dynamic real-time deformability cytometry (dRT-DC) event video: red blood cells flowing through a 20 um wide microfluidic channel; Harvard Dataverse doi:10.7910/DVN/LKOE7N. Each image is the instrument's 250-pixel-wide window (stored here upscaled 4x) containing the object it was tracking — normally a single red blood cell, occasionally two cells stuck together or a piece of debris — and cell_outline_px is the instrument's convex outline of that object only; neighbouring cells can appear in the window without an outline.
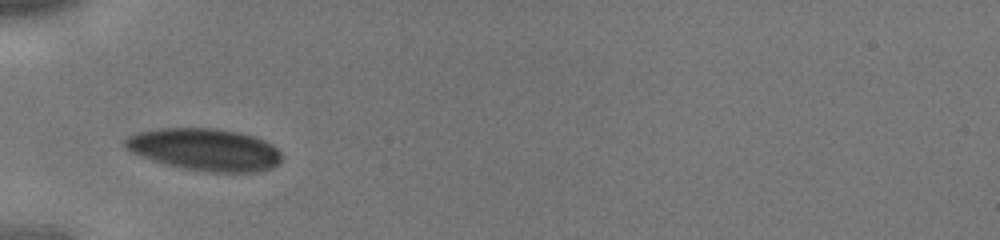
{"species": "human", "species_latin": "Homo sapiens", "temperature_condition": "cold", "stored_images_in_passage": 29, "camera_frame_rate_fps": 3000, "um_per_image_px": 0.085, "donor": {"sex": "male"}, "frame": {"image": 1, "passage_image": 1, "time_ms": 0.0, "image_size_px": [1000, 240], "cell_outline_px": [[280, 164], [272, 168], [256, 172], [208, 172], [184, 168], [152, 160], [140, 156], [124, 148], [124, 140], [128, 136], [136, 132], [160, 128], [216, 128], [240, 132], [264, 140], [272, 144], [280, 152]], "centroid_in_image_um": [17.4, 12.7], "position_along_channel_um": 67.6, "area_um2": 38.61}}
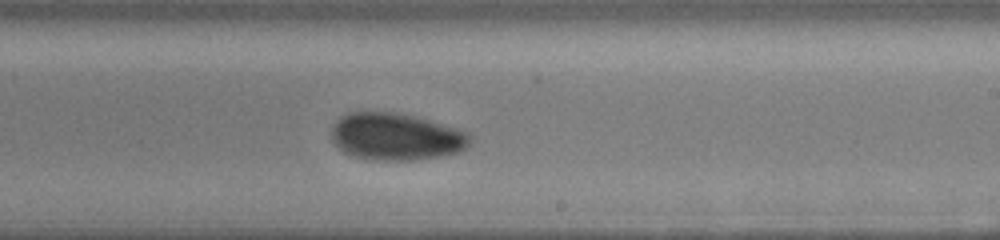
{"frame": {"image": 2, "passage_image": 13, "time_ms": 4.0, "image_size_px": [1000, 240], "cell_outline_px": [[472, 140], [460, 152], [440, 156], [416, 160], [372, 160], [356, 156], [344, 152], [332, 140], [332, 128], [336, 120], [340, 116], [348, 112], [392, 112], [412, 116], [428, 120], [456, 128], [468, 132], [472, 136]], "centroid_in_image_um": [33.66, 11.62], "position_along_channel_um": 255.3, "area_um2": 37.92}}
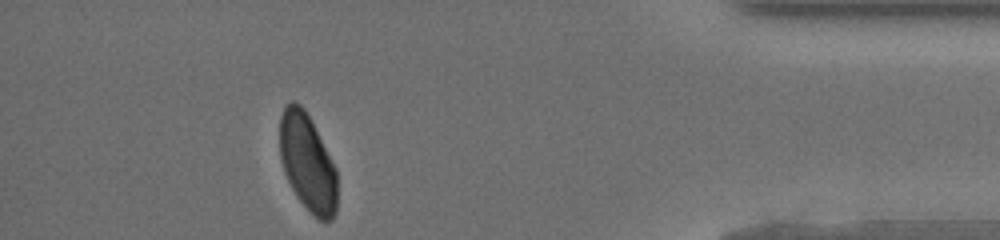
{"frame": {"image": 3, "passage_image": 25, "time_ms": 8.0, "image_size_px": [1000, 240], "cell_outline_px": [[336, 212], [332, 220], [320, 220], [296, 196], [284, 172], [280, 160], [280, 116], [284, 108], [292, 100], [300, 104], [304, 108], [336, 168]], "centroid_in_image_um": [26.12, 13.81], "position_along_channel_um": 409.1, "area_um2": 32.02}}